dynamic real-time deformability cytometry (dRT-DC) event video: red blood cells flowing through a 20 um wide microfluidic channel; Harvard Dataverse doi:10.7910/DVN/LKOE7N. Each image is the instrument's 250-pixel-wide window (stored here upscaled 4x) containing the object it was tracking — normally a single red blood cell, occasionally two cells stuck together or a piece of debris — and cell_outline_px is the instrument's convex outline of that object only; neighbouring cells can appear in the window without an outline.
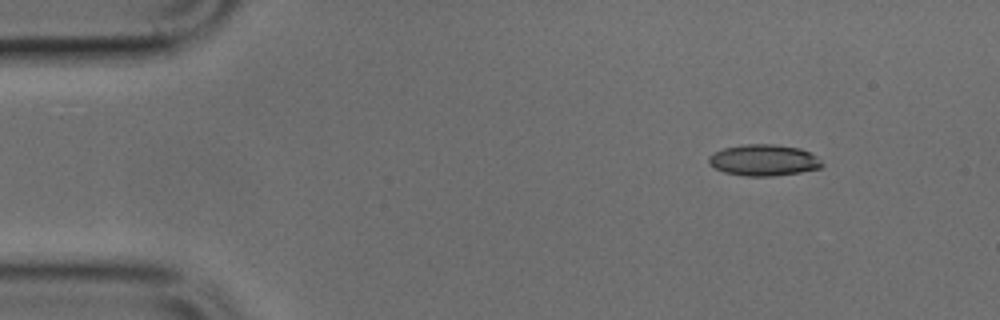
{"species": "common noctule bat (a hibernating species)", "species_latin": "Nyctalus noctula", "temperature_condition": "cold", "stored_images_in_passage": 3, "camera_frame_rate_fps": 3000, "um_per_image_px": 0.085, "animal": {"sex": "male", "body_mass_g": 17.9, "forearm_length_mm": 54.2}, "frame": {"image": 1, "passage_image": 1, "time_ms": 0.0, "image_size_px": [1000, 320], "cell_outline_px": [[824, 164], [820, 168], [800, 172], [772, 176], [744, 176], [724, 172], [708, 164], [708, 156], [724, 148], [744, 144], [772, 144], [800, 148], [816, 156]], "centroid_in_image_um": [64.9, 13.62], "position_along_channel_um": 20.1, "area_um2": 20.58}}